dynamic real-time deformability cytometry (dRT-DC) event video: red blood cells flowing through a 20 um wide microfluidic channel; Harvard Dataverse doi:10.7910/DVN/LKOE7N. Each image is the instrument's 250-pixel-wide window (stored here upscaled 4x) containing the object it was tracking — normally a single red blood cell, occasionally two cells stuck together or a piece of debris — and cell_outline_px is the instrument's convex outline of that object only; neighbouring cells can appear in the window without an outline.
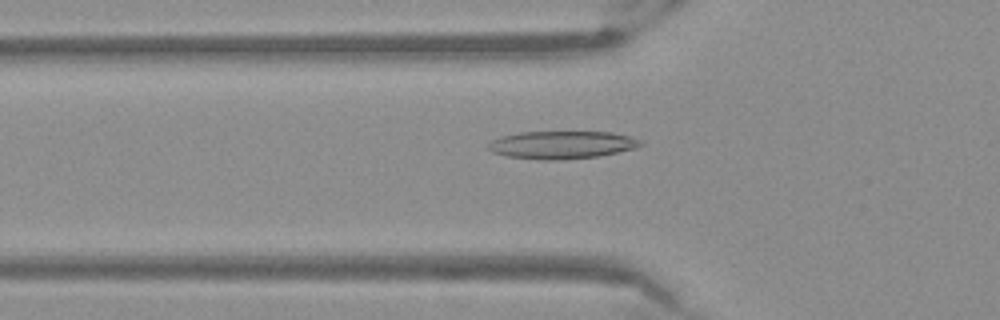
{"species": "Egyptian fruit bat (a non-hibernating species)", "species_latin": "Rousettus aegyptiacus", "temperature_condition": "warm", "stored_images_in_passage": 46, "camera_frame_rate_fps": 3000, "um_per_image_px": 0.085, "frame": {"image": 1, "passage_image": 12, "time_ms": 3.667, "image_size_px": [1000, 320], "cell_outline_px": [[644, 144], [636, 148], [596, 156], [556, 160], [544, 160], [508, 156], [492, 152], [488, 148], [488, 144], [492, 140], [500, 136], [520, 132], [612, 132], [628, 136], [640, 140]], "centroid_in_image_um": [47.73, 12.3], "position_along_channel_um": 78.1, "area_um2": 24.39}}
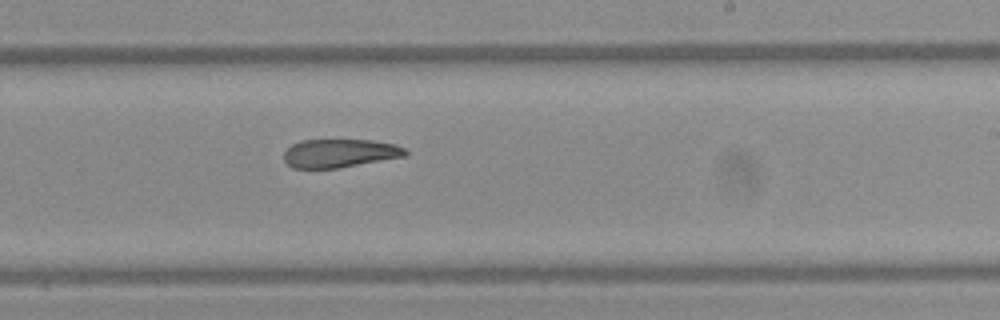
{"frame": {"image": 2, "passage_image": 26, "time_ms": 8.333, "image_size_px": [1000, 320], "cell_outline_px": [[408, 152], [404, 156], [340, 168], [292, 168], [284, 160], [284, 152], [292, 144], [300, 140], [372, 140], [396, 144], [404, 148]], "centroid_in_image_um": [28.86, 13.02], "position_along_channel_um": 260.1, "area_um2": 20.11}}
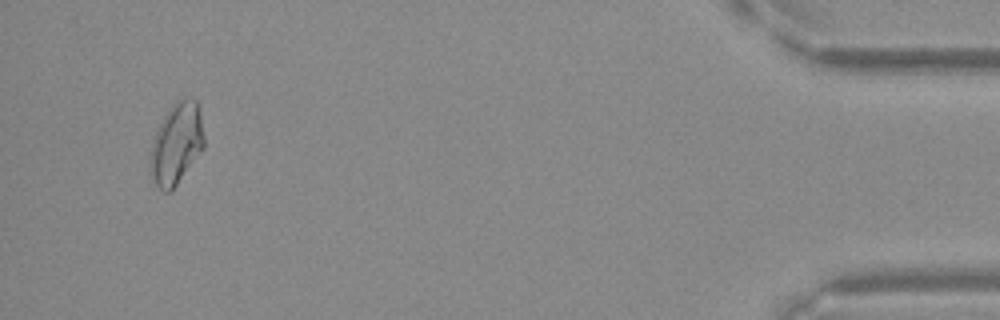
{"frame": {"image": 3, "passage_image": 44, "time_ms": 14.333, "image_size_px": [1000, 320], "cell_outline_px": [[204, 148], [172, 192], [164, 192], [152, 180], [148, 168], [148, 160], [152, 140], [168, 108], [180, 96], [192, 96], [200, 104], [204, 136]], "centroid_in_image_um": [15.0, 12.18], "position_along_channel_um": 420.2, "area_um2": 26.47}}